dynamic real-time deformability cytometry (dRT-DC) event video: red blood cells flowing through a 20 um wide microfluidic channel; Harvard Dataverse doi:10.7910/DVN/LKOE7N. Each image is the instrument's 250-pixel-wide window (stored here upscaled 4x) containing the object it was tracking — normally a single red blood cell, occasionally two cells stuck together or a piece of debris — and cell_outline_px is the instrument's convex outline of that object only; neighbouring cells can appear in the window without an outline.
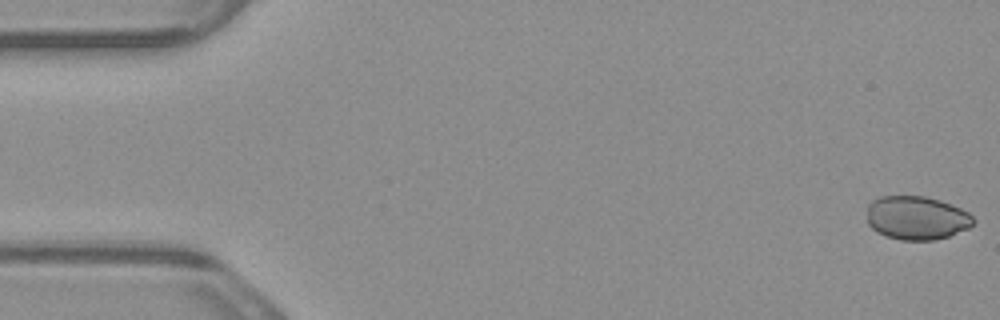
{"species": "common noctule bat (a hibernating species)", "species_latin": "Nyctalus noctula", "temperature_condition": "warm", "stored_images_in_passage": 5, "camera_frame_rate_fps": 3000, "um_per_image_px": 0.085, "animal": {"sex": "male", "body_mass_g": 23.1, "forearm_length_mm": 52.7}, "frame": {"image": 1, "passage_image": 1, "time_ms": 0.0, "image_size_px": [1000, 320], "cell_outline_px": [[976, 220], [968, 228], [948, 236], [936, 240], [900, 240], [876, 232], [868, 224], [868, 204], [872, 200], [880, 196], [924, 196], [940, 200], [960, 208], [968, 212]], "centroid_in_image_um": [77.91, 18.52], "position_along_channel_um": 7.1, "area_um2": 27.05}}